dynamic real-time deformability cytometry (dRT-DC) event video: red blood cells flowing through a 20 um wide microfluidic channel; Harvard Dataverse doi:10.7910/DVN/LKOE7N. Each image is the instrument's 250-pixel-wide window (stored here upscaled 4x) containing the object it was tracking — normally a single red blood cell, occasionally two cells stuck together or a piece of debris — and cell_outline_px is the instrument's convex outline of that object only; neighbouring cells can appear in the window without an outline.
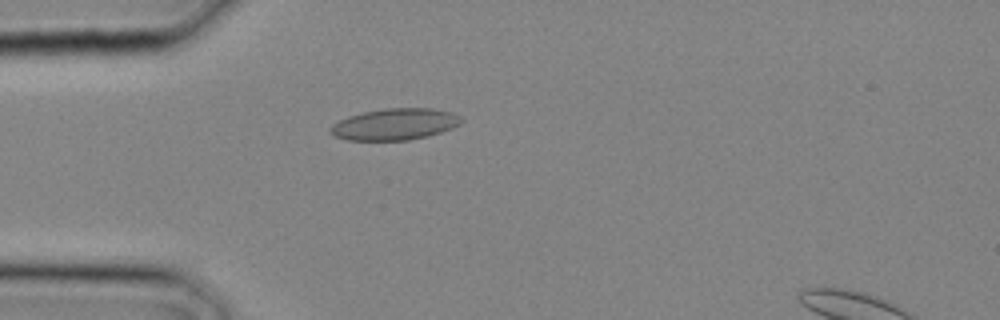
{"species": "common noctule bat (a hibernating species)", "species_latin": "Nyctalus noctula", "temperature_condition": "cold", "stored_images_in_passage": 7, "camera_frame_rate_fps": 3000, "um_per_image_px": 0.085, "animal": {"sex": "male", "body_mass_g": 20.4}, "frame": {"image": 1, "passage_image": 1, "time_ms": 0.0, "image_size_px": [1000, 320], "cell_outline_px": [[464, 120], [460, 124], [452, 128], [428, 136], [408, 140], [348, 140], [336, 136], [328, 132], [328, 128], [332, 124], [348, 116], [364, 112], [384, 108], [432, 108], [452, 112], [460, 116]], "centroid_in_image_um": [33.56, 10.55], "position_along_channel_um": 51.4, "area_um2": 24.1}}
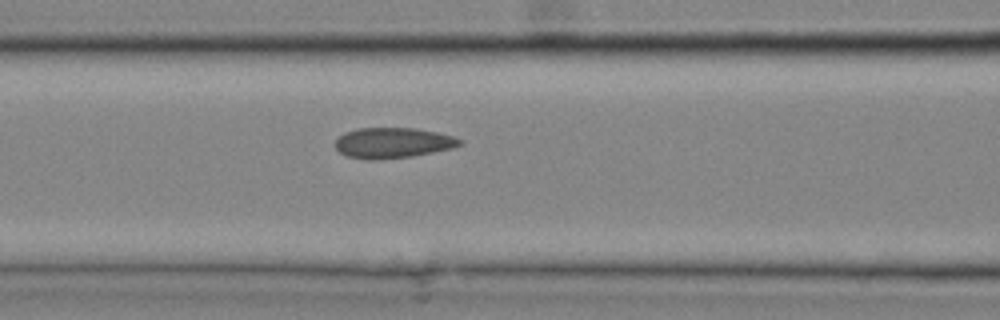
{"frame": {"image": 2, "passage_image": 5, "time_ms": 1.333, "image_size_px": [1000, 320], "cell_outline_px": [[464, 144], [452, 148], [412, 156], [376, 160], [368, 160], [348, 156], [340, 152], [336, 148], [336, 140], [344, 132], [356, 128], [416, 128], [436, 132], [452, 136], [464, 140]], "centroid_in_image_um": [33.4, 12.14], "position_along_channel_um": 133.2, "area_um2": 22.14}}
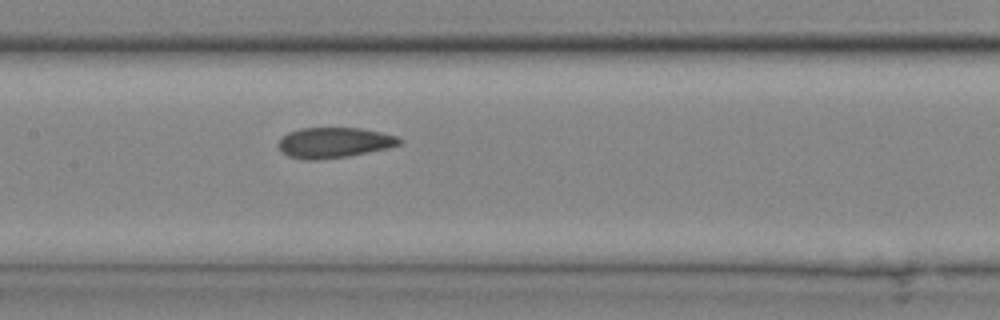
{"frame": {"image": 3, "passage_image": 7, "time_ms": 2.0, "image_size_px": [1000, 320], "cell_outline_px": [[404, 140], [400, 144], [388, 148], [348, 156], [316, 160], [304, 160], [288, 156], [280, 148], [280, 140], [288, 132], [300, 128], [360, 128], [380, 132], [396, 136]], "centroid_in_image_um": [28.42, 12.12], "position_along_channel_um": 179.0, "area_um2": 21.27}}